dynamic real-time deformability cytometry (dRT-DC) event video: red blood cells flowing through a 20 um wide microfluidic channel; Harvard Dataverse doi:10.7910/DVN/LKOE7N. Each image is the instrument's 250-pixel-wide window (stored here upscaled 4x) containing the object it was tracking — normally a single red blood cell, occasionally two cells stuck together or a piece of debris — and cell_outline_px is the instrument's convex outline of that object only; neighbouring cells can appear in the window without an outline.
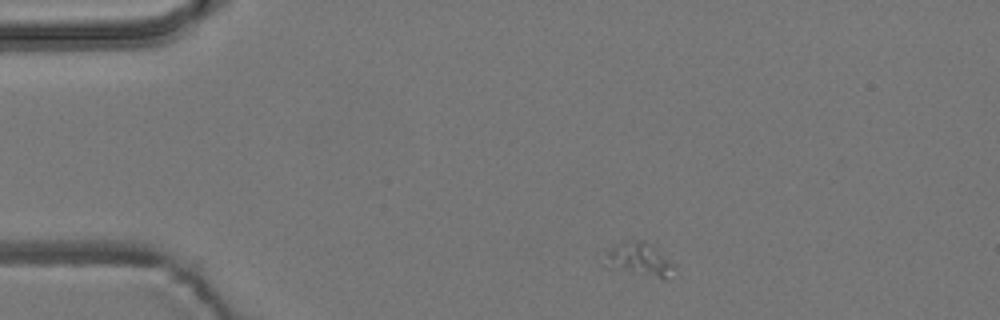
{"species": "common noctule bat (a hibernating species)", "species_latin": "Nyctalus noctula", "temperature_condition": "room temperature", "stored_images_in_passage": 3, "camera_frame_rate_fps": 3000, "um_per_image_px": 0.085, "animal": {"sex": "male", "body_mass_g": 19.2, "forearm_length_mm": 51.8}, "frame": {"image": 1, "passage_image": 1, "time_ms": 0.0, "image_size_px": [1000, 320], "cell_outline_px": [[676, 268], [664, 280], [604, 268], [600, 264], [604, 252], [620, 240], [644, 240], [652, 244], [676, 264]], "centroid_in_image_um": [54.23, 22.06], "position_along_channel_um": 30.8, "area_um2": 14.68}}